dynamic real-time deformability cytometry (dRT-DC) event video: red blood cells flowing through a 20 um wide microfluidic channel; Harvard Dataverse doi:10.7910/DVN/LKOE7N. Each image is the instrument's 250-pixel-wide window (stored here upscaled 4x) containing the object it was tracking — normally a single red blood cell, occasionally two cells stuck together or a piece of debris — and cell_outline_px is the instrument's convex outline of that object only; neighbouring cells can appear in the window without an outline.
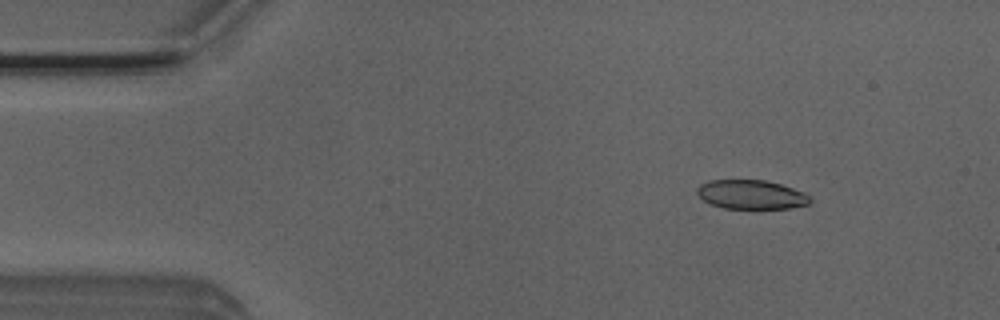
{"species": "Egyptian fruit bat (a non-hibernating species)", "species_latin": "Rousettus aegyptiacus", "temperature_condition": "room temperature", "stored_images_in_passage": 52, "camera_frame_rate_fps": 3000, "um_per_image_px": 0.085, "animal": {"sex": "male"}, "frame": {"image": 1, "passage_image": 7, "time_ms": 2.0, "image_size_px": [1000, 320], "cell_outline_px": [[812, 200], [808, 204], [792, 208], [724, 208], [712, 204], [704, 200], [696, 192], [696, 188], [700, 184], [708, 180], [764, 180], [780, 184], [804, 192]], "centroid_in_image_um": [63.84, 16.53], "position_along_channel_um": 21.2, "area_um2": 19.02}}
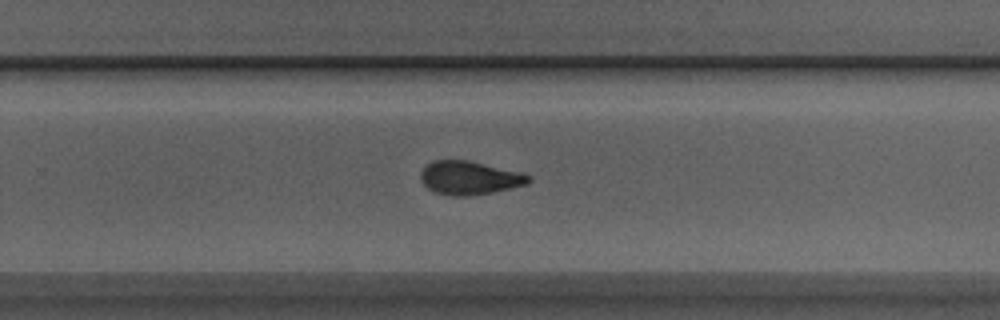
{"frame": {"image": 2, "passage_image": 33, "time_ms": 10.667, "image_size_px": [1000, 320], "cell_outline_px": [[532, 180], [528, 184], [492, 192], [468, 196], [452, 196], [436, 192], [428, 188], [420, 180], [420, 172], [424, 164], [432, 160], [468, 160], [520, 172], [532, 176]], "centroid_in_image_um": [39.88, 15.11], "position_along_channel_um": 289.9, "area_um2": 21.21}}
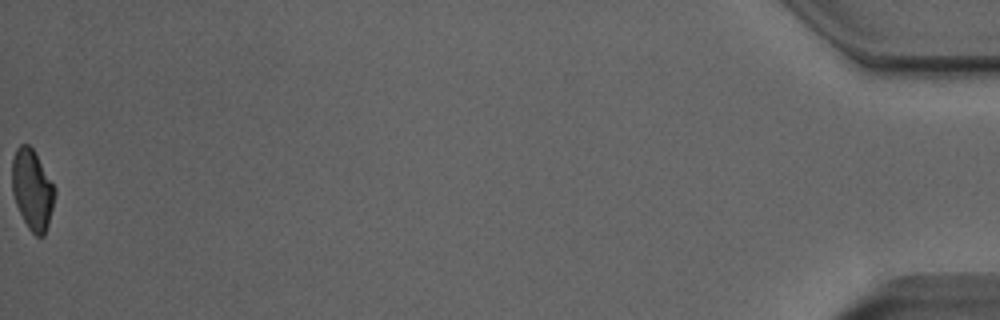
{"frame": {"image": 3, "passage_image": 52, "time_ms": 17.0, "image_size_px": [1000, 320], "cell_outline_px": [[56, 192], [48, 224], [44, 236], [36, 236], [28, 228], [16, 204], [12, 192], [12, 160], [16, 148], [20, 144], [28, 144], [32, 148], [56, 188]], "centroid_in_image_um": [2.74, 16.11], "position_along_channel_um": 432.5, "area_um2": 19.83}, "authors_computed_cell_mechanics": {"area_um2": 20.9236, "velocity_mm_per_s": 3.9795, "shape_relaxation_time_tau1_ms": 6.5327, "shape_relaxation_time_tau2_ms": 1.9773, "deformation_change_tau1": 0.1886, "deformation_change_tau2": 0.0789}}